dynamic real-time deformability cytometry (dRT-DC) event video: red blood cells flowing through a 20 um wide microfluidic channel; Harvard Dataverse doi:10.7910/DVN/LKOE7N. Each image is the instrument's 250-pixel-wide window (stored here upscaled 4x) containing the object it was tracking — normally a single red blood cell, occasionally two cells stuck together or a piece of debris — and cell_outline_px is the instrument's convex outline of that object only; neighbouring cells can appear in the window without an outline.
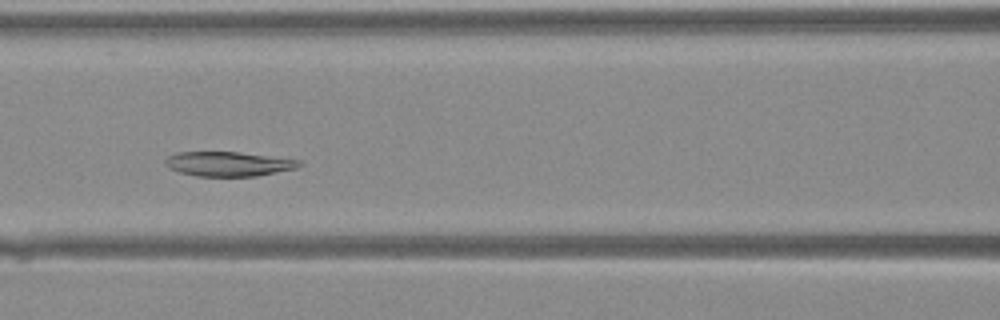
{"species": "Egyptian fruit bat (a non-hibernating species)", "species_latin": "Rousettus aegyptiacus", "temperature_condition": "warm", "stored_images_in_passage": 38, "camera_frame_rate_fps": 3000, "um_per_image_px": 0.085, "animal": {"sex": "female"}, "frame": {"image": 1, "passage_image": 15, "time_ms": 4.667, "image_size_px": [1000, 320], "cell_outline_px": [[304, 164], [296, 168], [256, 176], [196, 176], [180, 172], [168, 168], [164, 164], [164, 160], [168, 156], [176, 152], [236, 152], [300, 160]], "centroid_in_image_um": [19.38, 13.93], "position_along_channel_um": 147.2, "area_um2": 19.07}}
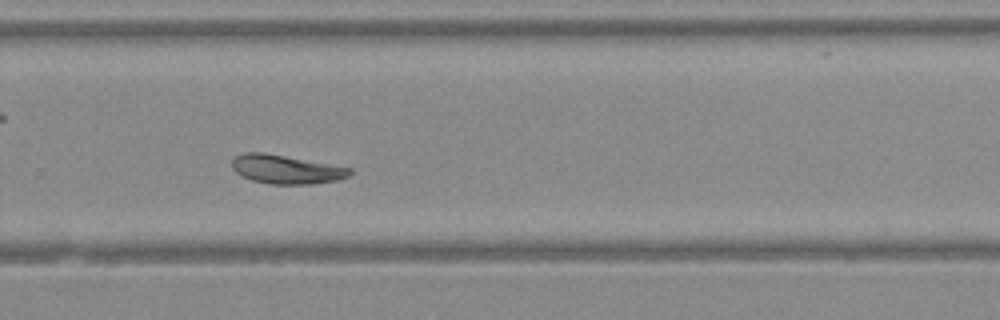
{"frame": {"image": 2, "passage_image": 25, "time_ms": 8.0, "image_size_px": [1000, 320], "cell_outline_px": [[352, 172], [348, 176], [340, 180], [312, 184], [268, 184], [252, 180], [236, 172], [232, 168], [232, 160], [236, 156], [244, 152], [264, 152], [352, 168]], "centroid_in_image_um": [24.33, 14.4], "position_along_channel_um": 305.5, "area_um2": 19.77}}
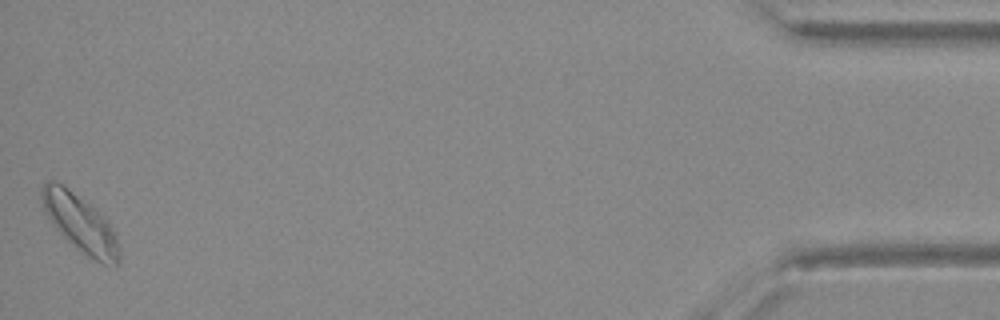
{"frame": {"image": 3, "passage_image": 38, "time_ms": 12.333, "image_size_px": [1000, 320], "cell_outline_px": [[120, 264], [116, 268], [104, 264], [80, 252], [52, 224], [44, 212], [40, 196], [40, 192], [44, 184], [48, 180], [52, 180], [60, 184], [72, 192], [88, 204], [116, 232], [120, 248]], "centroid_in_image_um": [6.83, 19.05], "position_along_channel_um": 428.4, "area_um2": 25.49}}